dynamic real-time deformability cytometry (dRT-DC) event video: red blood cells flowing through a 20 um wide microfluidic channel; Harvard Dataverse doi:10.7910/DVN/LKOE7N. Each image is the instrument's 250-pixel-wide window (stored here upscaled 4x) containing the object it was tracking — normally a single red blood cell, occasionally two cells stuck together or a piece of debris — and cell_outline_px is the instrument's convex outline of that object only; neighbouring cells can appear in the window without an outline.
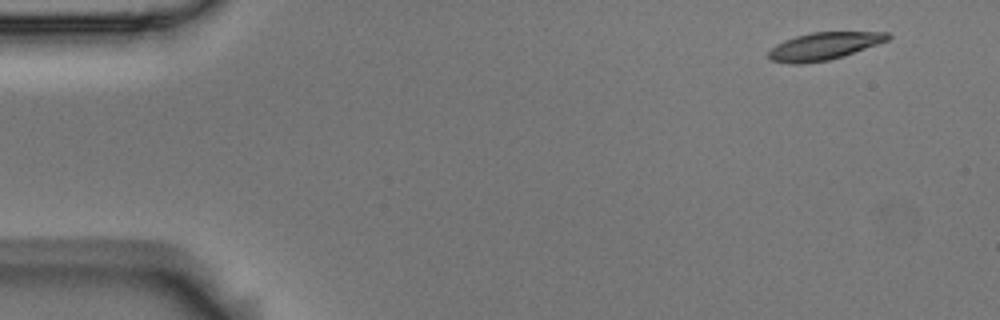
{"species": "Egyptian fruit bat (a non-hibernating species)", "species_latin": "Rousettus aegyptiacus", "temperature_condition": "room temperature", "stored_images_in_passage": 5, "camera_frame_rate_fps": 3000, "um_per_image_px": 0.085, "animal": {"sex": "male"}, "frame": {"image": 1, "passage_image": 1, "time_ms": 0.0, "image_size_px": [1000, 320], "cell_outline_px": [[892, 36], [888, 40], [844, 56], [828, 60], [804, 64], [792, 64], [768, 60], [768, 52], [776, 44], [784, 40], [796, 36], [812, 32], [888, 32]], "centroid_in_image_um": [70.01, 3.93], "position_along_channel_um": 15.0, "area_um2": 19.13}}